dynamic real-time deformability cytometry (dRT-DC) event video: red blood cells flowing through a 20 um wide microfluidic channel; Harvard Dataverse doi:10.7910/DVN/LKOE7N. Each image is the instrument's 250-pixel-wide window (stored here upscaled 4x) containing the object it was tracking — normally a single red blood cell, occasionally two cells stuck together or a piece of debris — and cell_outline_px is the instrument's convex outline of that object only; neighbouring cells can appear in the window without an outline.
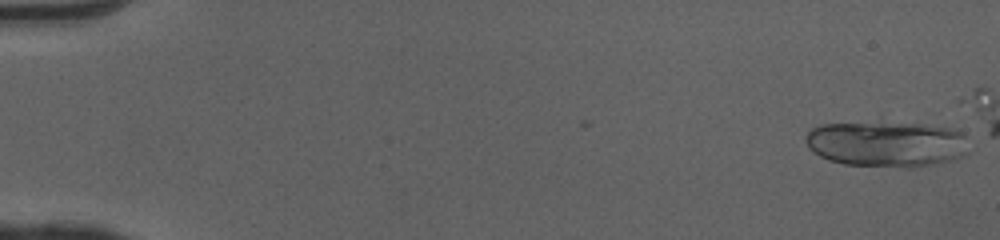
{"species": "human", "species_latin": "Homo sapiens", "temperature_condition": "cold", "stored_images_in_passage": 19, "camera_frame_rate_fps": 3000, "um_per_image_px": 0.085, "donor": {"sex": "female"}, "frame": {"image": 1, "passage_image": 1, "time_ms": 0.0, "image_size_px": [1000, 240], "cell_outline_px": [[968, 152], [964, 156], [952, 160], [912, 168], [908, 168], [844, 164], [828, 160], [812, 152], [808, 148], [804, 136], [812, 128], [820, 124], [924, 124], [952, 128], [960, 132], [964, 136]], "centroid_in_image_um": [75.35, 12.27], "position_along_channel_um": 9.7, "area_um2": 43.23}}